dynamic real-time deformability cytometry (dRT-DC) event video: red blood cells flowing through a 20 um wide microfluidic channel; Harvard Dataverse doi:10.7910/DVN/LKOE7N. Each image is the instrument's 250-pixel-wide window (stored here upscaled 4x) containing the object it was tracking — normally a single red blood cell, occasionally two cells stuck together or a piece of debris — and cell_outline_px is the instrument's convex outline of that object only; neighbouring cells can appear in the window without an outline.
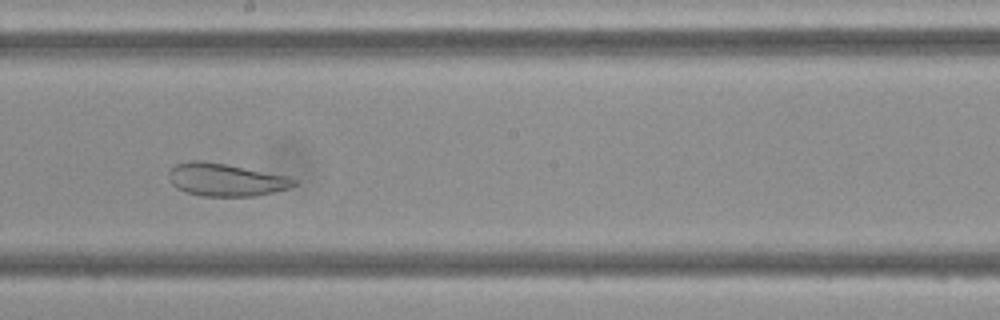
{"species": "Egyptian fruit bat (a non-hibernating species)", "species_latin": "Rousettus aegyptiacus", "temperature_condition": "cold", "stored_images_in_passage": 43, "camera_frame_rate_fps": 3000, "um_per_image_px": 0.085, "frame": {"image": 1, "passage_image": 22, "time_ms": 7.0, "image_size_px": [1000, 320], "cell_outline_px": [[296, 184], [288, 188], [256, 196], [200, 196], [176, 188], [172, 184], [168, 176], [168, 172], [176, 164], [188, 160], [200, 160], [224, 164], [288, 176], [296, 180]], "centroid_in_image_um": [19.15, 15.28], "position_along_channel_um": 229.0, "area_um2": 23.7}}
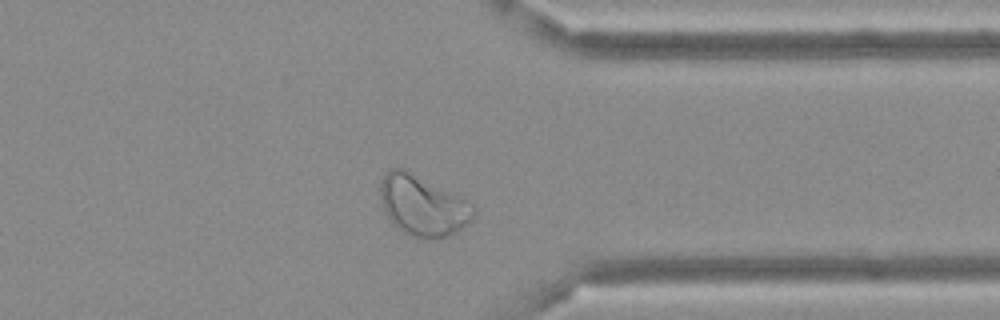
{"frame": {"image": 2, "passage_image": 33, "time_ms": 10.667, "image_size_px": [1000, 320], "cell_outline_px": [[476, 212], [472, 220], [448, 236], [428, 240], [420, 240], [404, 232], [388, 216], [384, 208], [380, 196], [380, 180], [392, 168], [404, 168], [464, 196], [476, 208]], "centroid_in_image_um": [35.99, 17.45], "position_along_channel_um": 375.4, "area_um2": 33.12}}
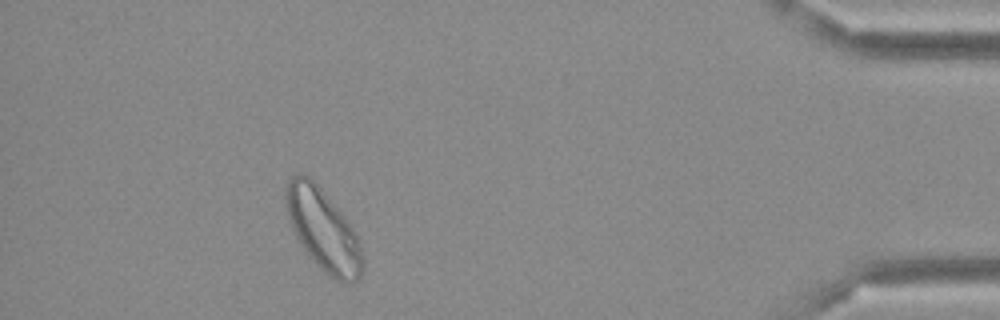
{"frame": {"image": 3, "passage_image": 39, "time_ms": 12.667, "image_size_px": [1000, 320], "cell_outline_px": [[364, 272], [360, 280], [352, 284], [344, 284], [336, 280], [324, 272], [312, 260], [300, 244], [292, 228], [288, 216], [284, 196], [284, 188], [288, 180], [296, 172], [308, 176], [320, 188], [348, 220], [356, 232], [360, 244], [364, 260]], "centroid_in_image_um": [27.5, 19.59], "position_along_channel_um": 407.7, "area_um2": 36.99}}